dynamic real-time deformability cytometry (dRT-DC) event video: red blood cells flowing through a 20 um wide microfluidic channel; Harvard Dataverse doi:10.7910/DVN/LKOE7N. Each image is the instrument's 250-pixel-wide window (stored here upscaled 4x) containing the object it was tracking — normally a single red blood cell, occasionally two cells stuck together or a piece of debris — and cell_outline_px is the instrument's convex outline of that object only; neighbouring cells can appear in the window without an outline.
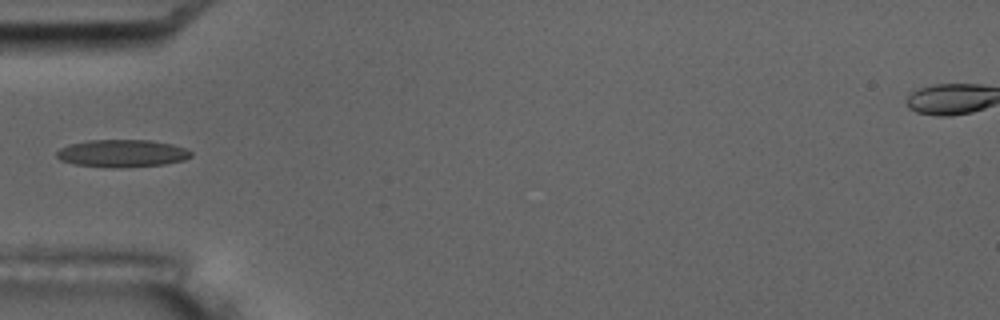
{"species": "common noctule bat (a hibernating species)", "species_latin": "Nyctalus noctula", "temperature_condition": "room temperature", "stored_images_in_passage": 17, "camera_frame_rate_fps": 3000, "um_per_image_px": 0.085, "animal": {"sex": "male", "body_mass_g": 17.5, "forearm_length_mm": 52.3}, "frame": {"image": 1, "passage_image": 6, "time_ms": 5.667, "image_size_px": [1000, 320], "cell_outline_px": [[192, 156], [184, 160], [164, 164], [120, 168], [112, 168], [76, 164], [60, 160], [56, 156], [56, 152], [60, 148], [68, 144], [88, 140], [152, 140], [172, 144], [184, 148], [192, 152]], "centroid_in_image_um": [10.37, 13.03], "position_along_channel_um": 74.6, "area_um2": 21.62}, "authors_computed_cell_mechanics": {"area_um2": 20.1144, "velocity_mm_per_s": 3.4648, "shape_relaxation_time_tau1_ms": null, "shape_relaxation_time_tau2_ms": 3.593, "deformation_change_tau1": null, "deformation_change_tau2": 0.1209}}